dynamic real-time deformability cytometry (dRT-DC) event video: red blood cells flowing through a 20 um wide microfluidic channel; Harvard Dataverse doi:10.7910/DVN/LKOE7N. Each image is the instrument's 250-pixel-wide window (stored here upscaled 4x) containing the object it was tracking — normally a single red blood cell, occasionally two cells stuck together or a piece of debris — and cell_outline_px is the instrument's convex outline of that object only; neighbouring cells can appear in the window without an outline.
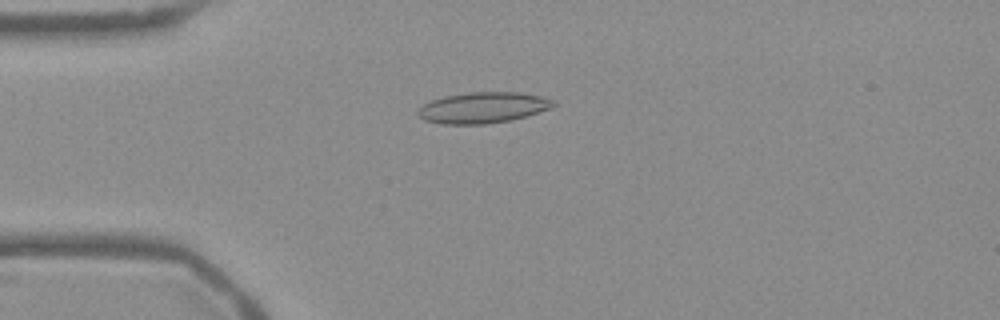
{"species": "Egyptian fruit bat (a non-hibernating species)", "species_latin": "Rousettus aegyptiacus", "temperature_condition": "warm", "stored_images_in_passage": 45, "camera_frame_rate_fps": 3000, "um_per_image_px": 0.085, "frame": {"image": 1, "passage_image": 5, "time_ms": 1.333, "image_size_px": [1000, 320], "cell_outline_px": [[556, 104], [552, 108], [512, 120], [488, 124], [440, 124], [424, 120], [416, 116], [416, 112], [424, 104], [432, 100], [444, 96], [468, 92], [520, 92], [544, 96], [556, 100]], "centroid_in_image_um": [41.07, 9.15], "position_along_channel_um": 43.9, "area_um2": 24.8}}
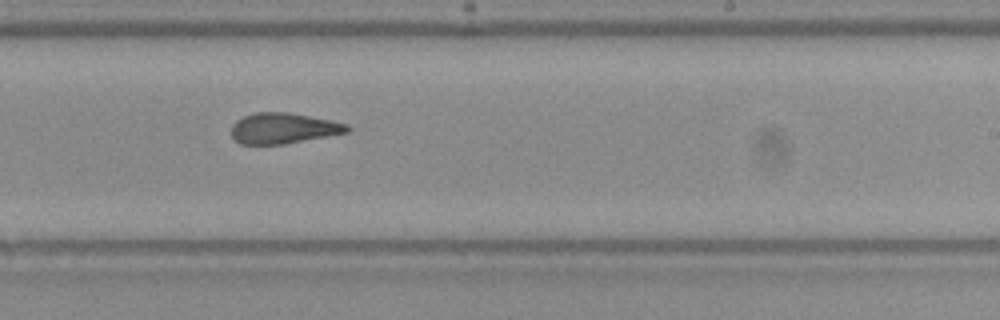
{"frame": {"image": 2, "passage_image": 24, "time_ms": 7.667, "image_size_px": [1000, 320], "cell_outline_px": [[352, 128], [348, 132], [328, 136], [284, 144], [240, 144], [232, 136], [232, 124], [236, 120], [244, 116], [256, 112], [288, 112], [332, 120], [348, 124]], "centroid_in_image_um": [24.11, 10.9], "position_along_channel_um": 264.9, "area_um2": 20.75}}
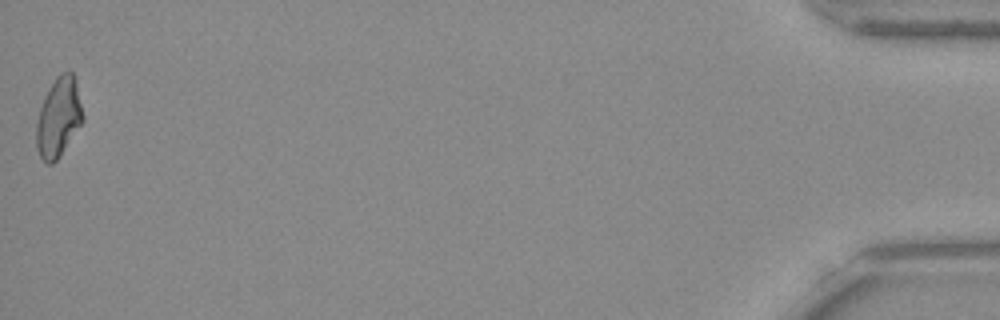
{"frame": {"image": 3, "passage_image": 45, "time_ms": 14.667, "image_size_px": [1000, 320], "cell_outline_px": [[84, 120], [60, 156], [52, 164], [44, 164], [36, 148], [36, 124], [40, 108], [44, 96], [48, 88], [56, 76], [60, 72], [72, 72], [76, 80], [84, 116]], "centroid_in_image_um": [4.97, 9.98], "position_along_channel_um": 430.2, "area_um2": 21.73}, "authors_computed_cell_mechanics": {"area_um2": 21.6172, "velocity_mm_per_s": 3.7736, "shape_relaxation_time_tau1_ms": null, "shape_relaxation_time_tau2_ms": 2.8943, "deformation_change_tau1": null, "deformation_change_tau2": 0.1139}}